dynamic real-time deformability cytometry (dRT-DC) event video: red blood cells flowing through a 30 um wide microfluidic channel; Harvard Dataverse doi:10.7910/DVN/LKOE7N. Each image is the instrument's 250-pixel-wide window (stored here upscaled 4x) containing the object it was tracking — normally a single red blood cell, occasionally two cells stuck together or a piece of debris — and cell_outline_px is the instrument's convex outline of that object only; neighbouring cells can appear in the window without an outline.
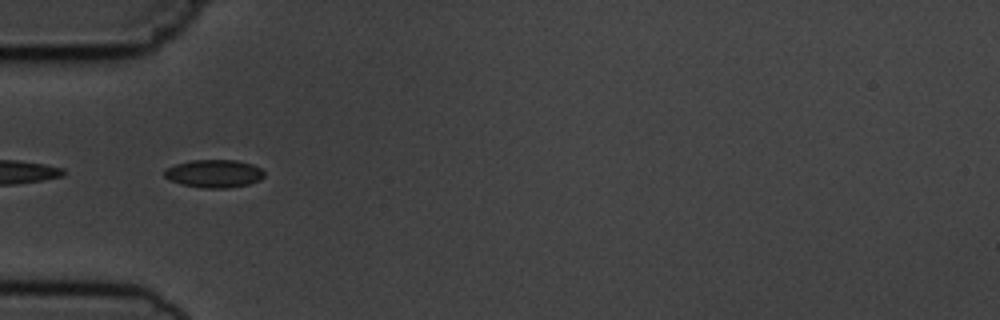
{"species": "common noctule bat (a hibernating species)", "species_latin": "Nyctalus noctula", "temperature_condition": "cold", "stored_images_in_passage": 9, "camera_frame_rate_fps": 3000, "um_per_image_px": 0.085, "animal": {"sex": "male", "body_mass_g": 19.5, "forearm_length_mm": 54.6}, "frame": {"image": 1, "passage_image": 4, "time_ms": 4.333, "image_size_px": [1000, 320], "cell_outline_px": [[264, 176], [260, 180], [248, 184], [228, 188], [204, 188], [180, 184], [168, 180], [164, 176], [164, 168], [176, 164], [192, 160], [236, 160], [252, 164], [260, 168], [264, 172]], "centroid_in_image_um": [18.17, 14.76], "position_along_channel_um": 66.8, "area_um2": 16.36}}
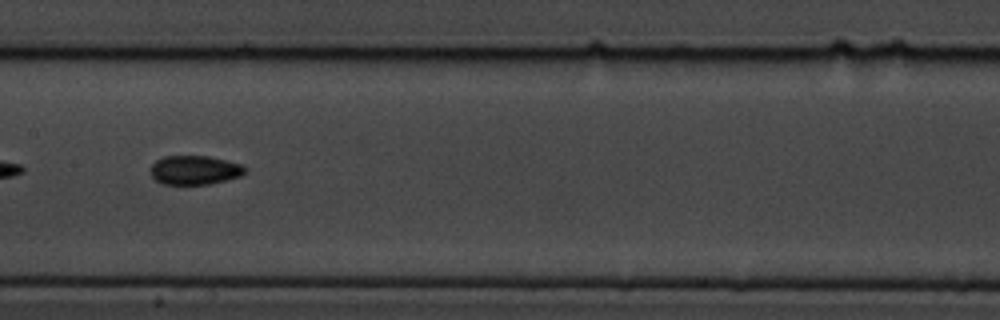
{"frame": {"image": 2, "passage_image": 7, "time_ms": 7.667, "image_size_px": [1000, 320], "cell_outline_px": [[244, 172], [240, 176], [208, 184], [160, 184], [152, 176], [152, 164], [156, 160], [164, 156], [208, 156], [240, 164], [244, 168]], "centroid_in_image_um": [16.5, 14.45], "position_along_channel_um": 190.9, "area_um2": 15.66}}
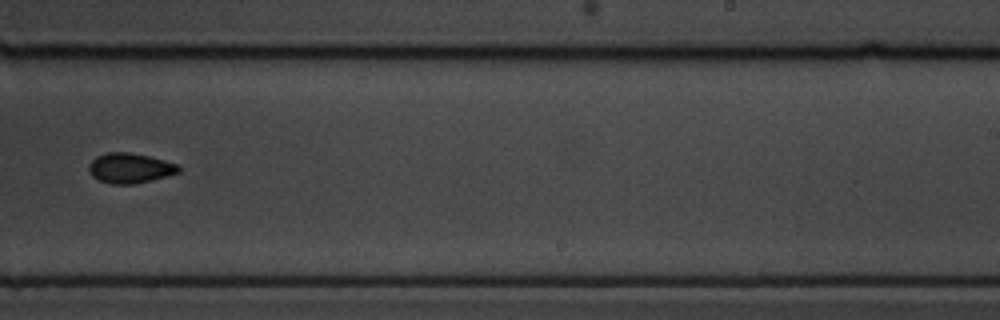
{"frame": {"image": 3, "passage_image": 9, "time_ms": 10.0, "image_size_px": [1000, 320], "cell_outline_px": [[180, 172], [168, 176], [152, 180], [132, 184], [112, 184], [100, 180], [92, 176], [88, 172], [88, 164], [96, 156], [108, 152], [128, 152], [148, 156], [180, 164]], "centroid_in_image_um": [11.05, 14.28], "position_along_channel_um": 277.9, "area_um2": 15.84}}